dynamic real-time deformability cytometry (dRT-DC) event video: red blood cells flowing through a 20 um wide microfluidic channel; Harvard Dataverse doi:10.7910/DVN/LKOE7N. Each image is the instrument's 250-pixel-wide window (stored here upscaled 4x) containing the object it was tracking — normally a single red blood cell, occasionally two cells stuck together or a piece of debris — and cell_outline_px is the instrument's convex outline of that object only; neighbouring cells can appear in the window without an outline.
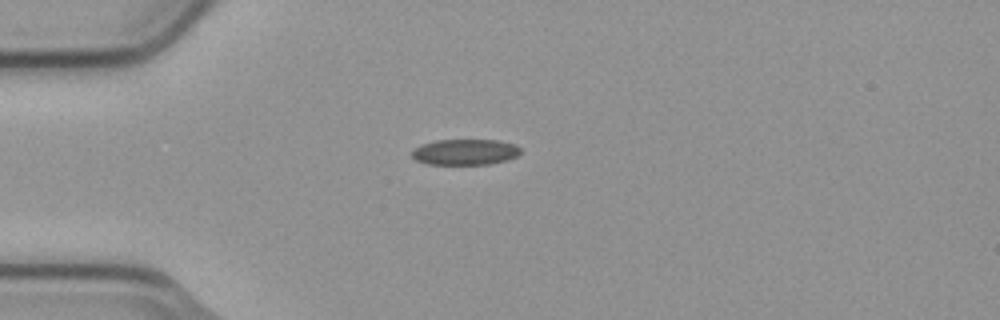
{"species": "common noctule bat (a hibernating species)", "species_latin": "Nyctalus noctula", "temperature_condition": "cold", "stored_images_in_passage": 1, "camera_frame_rate_fps": 3000, "um_per_image_px": 0.085, "animal": {"sex": "male", "body_mass_g": 23.1, "forearm_length_mm": 52.7}, "frame": {"image": 1, "passage_image": 1, "time_ms": 0.0, "image_size_px": [1000, 320], "cell_outline_px": [[520, 152], [516, 156], [508, 160], [488, 164], [428, 164], [416, 160], [412, 156], [412, 148], [420, 144], [436, 140], [496, 140], [512, 144], [520, 148]], "centroid_in_image_um": [39.48, 12.92], "position_along_channel_um": 45.5, "area_um2": 16.3}}